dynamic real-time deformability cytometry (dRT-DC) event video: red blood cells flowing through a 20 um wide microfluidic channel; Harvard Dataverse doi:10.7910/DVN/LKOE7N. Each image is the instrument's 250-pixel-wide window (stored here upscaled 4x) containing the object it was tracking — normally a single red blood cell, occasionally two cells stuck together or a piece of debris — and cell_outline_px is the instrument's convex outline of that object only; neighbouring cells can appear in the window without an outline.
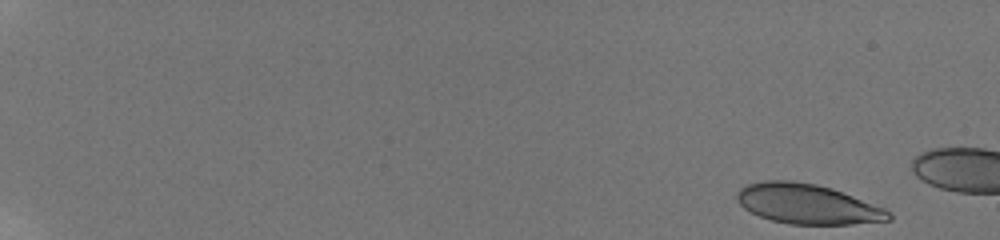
{"species": "human", "species_latin": "Homo sapiens", "temperature_condition": "room temperature", "stored_images_in_passage": 18, "camera_frame_rate_fps": 3000, "um_per_image_px": 0.085, "donor": {"sex": "male"}, "frame": {"image": 1, "passage_image": 1, "time_ms": 0.0, "image_size_px": [1000, 240], "cell_outline_px": [[892, 220], [852, 224], [788, 224], [772, 220], [760, 216], [744, 208], [736, 200], [736, 192], [740, 188], [748, 184], [764, 180], [792, 180], [816, 184], [832, 188], [884, 208], [892, 216]], "centroid_in_image_um": [68.6, 17.33], "position_along_channel_um": 16.4, "area_um2": 35.2}}